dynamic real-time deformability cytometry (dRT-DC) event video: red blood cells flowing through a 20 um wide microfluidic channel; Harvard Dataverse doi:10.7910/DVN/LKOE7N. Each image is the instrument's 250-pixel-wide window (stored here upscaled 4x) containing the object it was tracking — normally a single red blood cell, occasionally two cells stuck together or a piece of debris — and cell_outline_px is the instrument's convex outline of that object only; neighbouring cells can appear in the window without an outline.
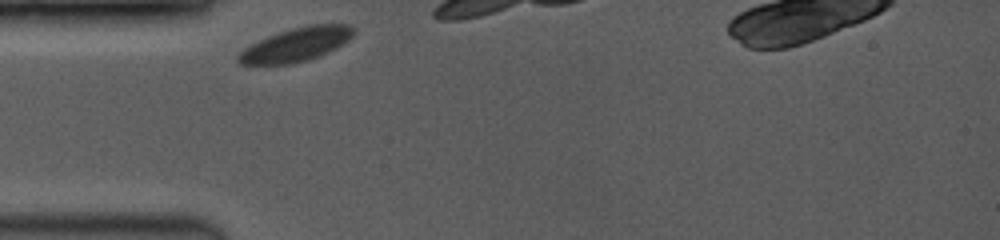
{"species": "common noctule bat (a hibernating species)", "species_latin": "Nyctalus noctula", "temperature_condition": "room temperature", "stored_images_in_passage": 5, "camera_frame_rate_fps": 3500, "um_per_image_px": 0.085, "animal": {"sex": "female", "body_mass_g": 19.0, "forearm_length_mm": 53.3}, "frame": {"image": 1, "passage_image": 1, "time_ms": 0.0, "image_size_px": [1000, 240], "cell_outline_px": [[352, 36], [348, 40], [336, 48], [320, 56], [308, 60], [288, 64], [240, 64], [236, 60], [236, 56], [244, 48], [276, 32], [308, 24], [348, 24], [352, 28]], "centroid_in_image_um": [25.15, 3.78], "position_along_channel_um": 59.8, "area_um2": 22.48}}